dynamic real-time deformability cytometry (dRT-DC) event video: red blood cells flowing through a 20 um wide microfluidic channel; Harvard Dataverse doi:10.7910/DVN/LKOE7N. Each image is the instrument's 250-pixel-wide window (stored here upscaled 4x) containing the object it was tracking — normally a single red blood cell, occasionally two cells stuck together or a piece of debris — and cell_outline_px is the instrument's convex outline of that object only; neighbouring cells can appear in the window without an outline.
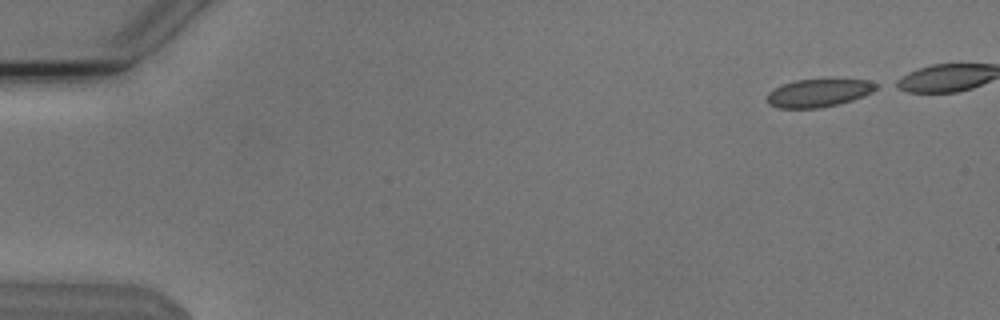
{"species": "Egyptian fruit bat (a non-hibernating species)", "species_latin": "Rousettus aegyptiacus", "temperature_condition": "cold", "stored_images_in_passage": 10, "camera_frame_rate_fps": 3000, "um_per_image_px": 0.085, "animal": {"sex": "male"}, "frame": {"image": 1, "passage_image": 1, "time_ms": 0.0, "image_size_px": [1000, 320], "cell_outline_px": [[880, 88], [864, 96], [852, 100], [820, 108], [780, 108], [768, 104], [768, 92], [792, 80], [868, 80], [880, 84]], "centroid_in_image_um": [69.63, 7.9], "position_along_channel_um": 15.4, "area_um2": 17.63}}